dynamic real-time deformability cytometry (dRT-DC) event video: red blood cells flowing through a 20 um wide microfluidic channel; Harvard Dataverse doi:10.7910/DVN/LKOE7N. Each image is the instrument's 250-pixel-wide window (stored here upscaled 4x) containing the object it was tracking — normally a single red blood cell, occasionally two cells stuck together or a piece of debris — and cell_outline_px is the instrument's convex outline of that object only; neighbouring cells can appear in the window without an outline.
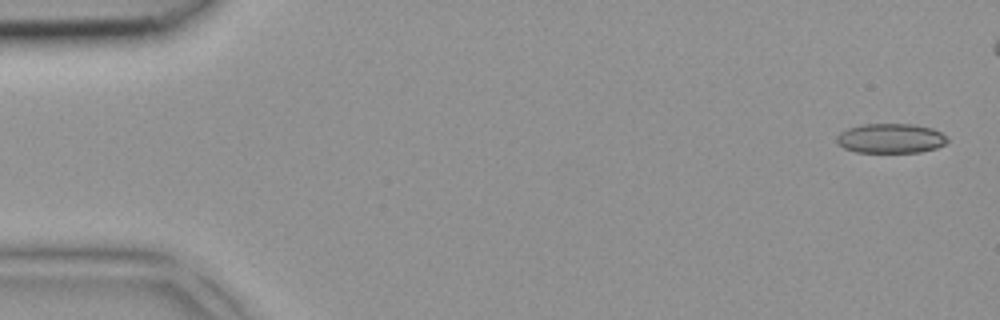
{"species": "common noctule bat (a hibernating species)", "species_latin": "Nyctalus noctula", "temperature_condition": "room temperature", "stored_images_in_passage": 4, "camera_frame_rate_fps": 3000, "um_per_image_px": 0.085, "animal": {"sex": "female", "body_mass_g": 18.4}, "frame": {"image": 1, "passage_image": 1, "time_ms": 0.0, "image_size_px": [1000, 320], "cell_outline_px": [[948, 140], [944, 144], [936, 148], [920, 152], [856, 152], [844, 148], [836, 140], [836, 136], [840, 132], [848, 128], [860, 124], [912, 124], [932, 128], [948, 136]], "centroid_in_image_um": [75.71, 11.75], "position_along_channel_um": 9.3, "area_um2": 19.13}}